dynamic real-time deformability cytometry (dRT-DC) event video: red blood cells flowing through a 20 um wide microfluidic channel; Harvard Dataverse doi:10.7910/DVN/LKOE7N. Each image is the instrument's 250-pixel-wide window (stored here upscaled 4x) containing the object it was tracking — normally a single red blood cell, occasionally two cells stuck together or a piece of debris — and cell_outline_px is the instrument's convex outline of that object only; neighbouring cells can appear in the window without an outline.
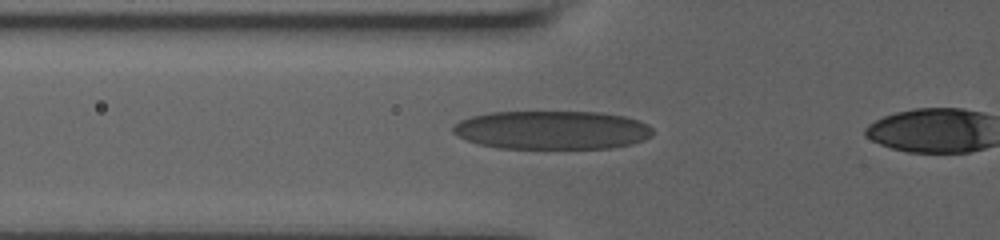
{"species": "human", "species_latin": "Homo sapiens", "temperature_condition": "room temperature", "stored_images_in_passage": 19, "camera_frame_rate_fps": 3000, "um_per_image_px": 0.085, "donor": {"sex": "male"}, "frame": {"image": 1, "passage_image": 18, "time_ms": 5.667, "image_size_px": [1000, 240], "cell_outline_px": [[652, 136], [644, 140], [632, 144], [612, 148], [496, 148], [480, 144], [468, 140], [452, 132], [452, 128], [460, 120], [472, 116], [492, 112], [600, 112], [624, 116], [648, 124], [652, 128]], "centroid_in_image_um": [46.95, 11.05], "position_along_channel_um": 78.9, "area_um2": 44.85}}